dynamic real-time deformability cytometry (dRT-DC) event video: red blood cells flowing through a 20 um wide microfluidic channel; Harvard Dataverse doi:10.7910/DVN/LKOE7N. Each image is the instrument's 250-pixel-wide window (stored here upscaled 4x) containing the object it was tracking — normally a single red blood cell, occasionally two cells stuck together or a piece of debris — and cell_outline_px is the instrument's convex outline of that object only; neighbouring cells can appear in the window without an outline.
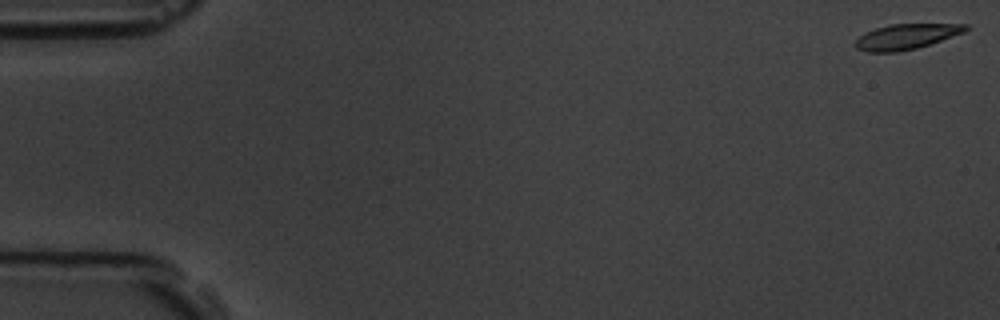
{"species": "common noctule bat (a hibernating species)", "species_latin": "Nyctalus noctula", "temperature_condition": "room temperature", "stored_images_in_passage": 5, "camera_frame_rate_fps": 3000, "um_per_image_px": 0.085, "animal": {"sex": "male", "body_mass_g": 19.5, "forearm_length_mm": 54.6}, "frame": {"image": 1, "passage_image": 1, "time_ms": 0.0, "image_size_px": [1000, 320], "cell_outline_px": [[968, 28], [964, 32], [916, 48], [896, 52], [868, 52], [856, 48], [856, 40], [864, 32], [888, 24], [968, 24]], "centroid_in_image_um": [76.99, 3.1], "position_along_channel_um": 8.0, "area_um2": 16.01}}
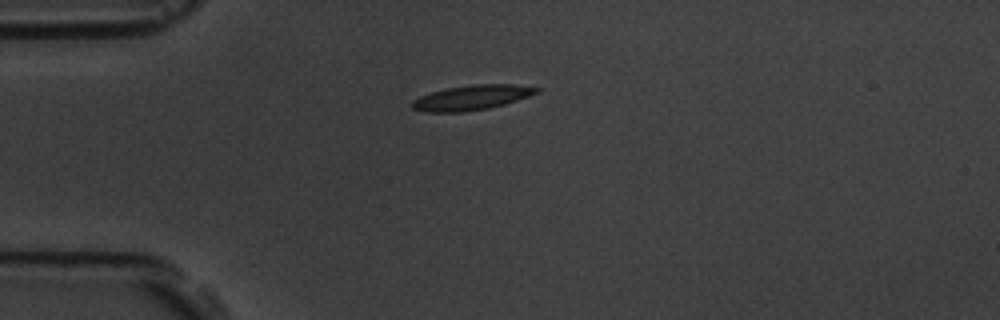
{"frame": {"image": 2, "passage_image": 5, "time_ms": 4.667, "image_size_px": [1000, 320], "cell_outline_px": [[544, 88], [540, 92], [504, 104], [488, 108], [464, 112], [424, 112], [412, 108], [412, 100], [420, 96], [432, 92], [448, 88], [472, 84], [512, 84]], "centroid_in_image_um": [40.12, 8.29], "position_along_channel_um": 44.9, "area_um2": 18.03}}